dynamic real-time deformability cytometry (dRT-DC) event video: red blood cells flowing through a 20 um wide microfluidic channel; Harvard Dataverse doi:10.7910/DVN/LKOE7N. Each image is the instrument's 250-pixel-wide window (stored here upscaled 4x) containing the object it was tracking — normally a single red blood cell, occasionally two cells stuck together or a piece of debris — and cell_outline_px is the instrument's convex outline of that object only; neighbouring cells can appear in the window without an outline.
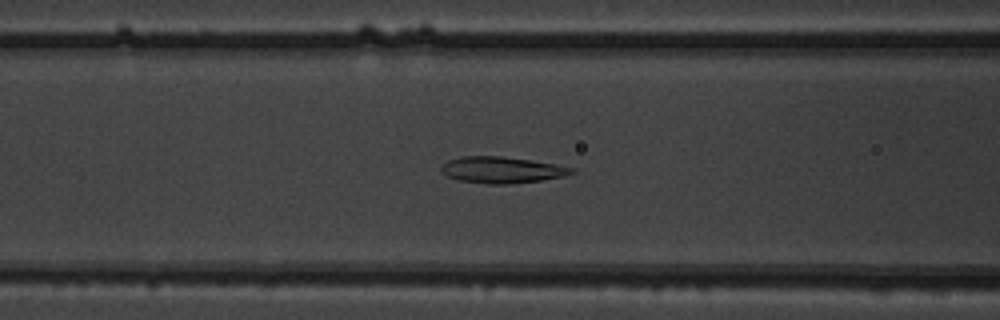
{"species": "common noctule bat (a hibernating species)", "species_latin": "Nyctalus noctula", "temperature_condition": "warm", "stored_images_in_passage": 48, "camera_frame_rate_fps": 3000, "um_per_image_px": 0.085, "animal": {"sex": "male", "body_mass_g": 19.5, "forearm_length_mm": 54.6}, "frame": {"image": 1, "passage_image": 17, "time_ms": 5.333, "image_size_px": [1000, 320], "cell_outline_px": [[576, 172], [564, 176], [540, 180], [508, 184], [488, 184], [460, 180], [448, 176], [440, 172], [440, 168], [448, 160], [464, 156], [504, 156], [556, 164], [576, 168]], "centroid_in_image_um": [42.68, 14.43], "position_along_channel_um": 123.9, "area_um2": 20.0}}
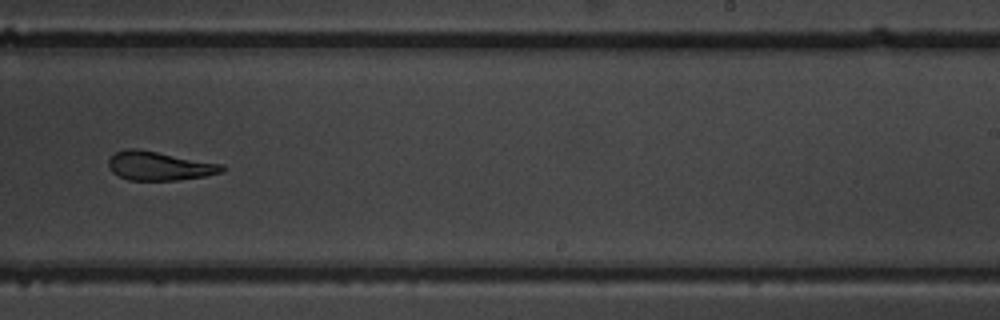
{"frame": {"image": 2, "passage_image": 29, "time_ms": 9.333, "image_size_px": [1000, 320], "cell_outline_px": [[224, 172], [204, 176], [180, 180], [128, 180], [112, 172], [108, 168], [108, 160], [116, 152], [124, 148], [136, 148], [224, 164]], "centroid_in_image_um": [13.54, 14.1], "position_along_channel_um": 275.5, "area_um2": 19.19}}
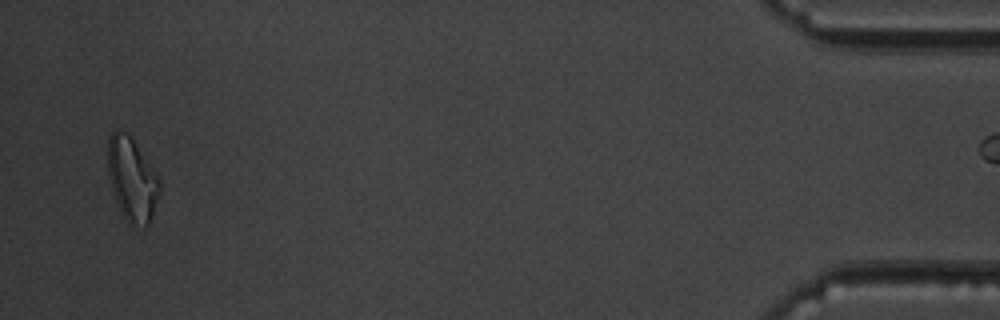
{"frame": {"image": 3, "passage_image": 47, "time_ms": 15.333, "image_size_px": [1000, 320], "cell_outline_px": [[160, 192], [148, 224], [144, 228], [132, 224], [120, 212], [108, 176], [108, 136], [116, 128], [128, 132], [132, 136], [156, 176], [160, 184]], "centroid_in_image_um": [11.19, 15.19], "position_along_channel_um": 424.0, "area_um2": 24.85}}